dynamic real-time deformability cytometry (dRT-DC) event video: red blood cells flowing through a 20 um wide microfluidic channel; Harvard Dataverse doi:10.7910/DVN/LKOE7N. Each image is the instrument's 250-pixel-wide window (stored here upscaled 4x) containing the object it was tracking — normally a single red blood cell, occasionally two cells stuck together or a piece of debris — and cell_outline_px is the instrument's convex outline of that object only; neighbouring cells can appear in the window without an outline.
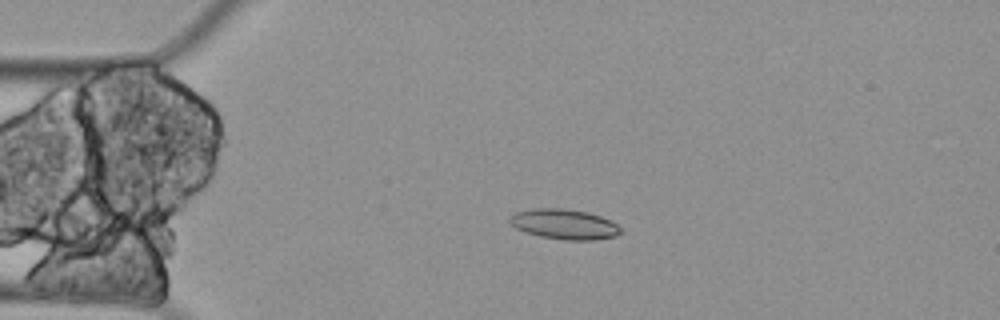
{"species": "Egyptian fruit bat (a non-hibernating species)", "species_latin": "Rousettus aegyptiacus", "temperature_condition": "cold", "stored_images_in_passage": 60, "camera_frame_rate_fps": 3000, "um_per_image_px": 0.085, "animal": {"sex": "female"}, "frame": {"image": 1, "passage_image": 14, "time_ms": 4.333, "image_size_px": [1000, 320], "cell_outline_px": [[620, 232], [616, 236], [592, 240], [564, 240], [540, 236], [516, 228], [508, 220], [508, 216], [516, 212], [532, 208], [564, 208], [588, 212], [600, 216], [616, 224], [620, 228]], "centroid_in_image_um": [47.93, 19.04], "position_along_channel_um": 37.1, "area_um2": 19.36}}
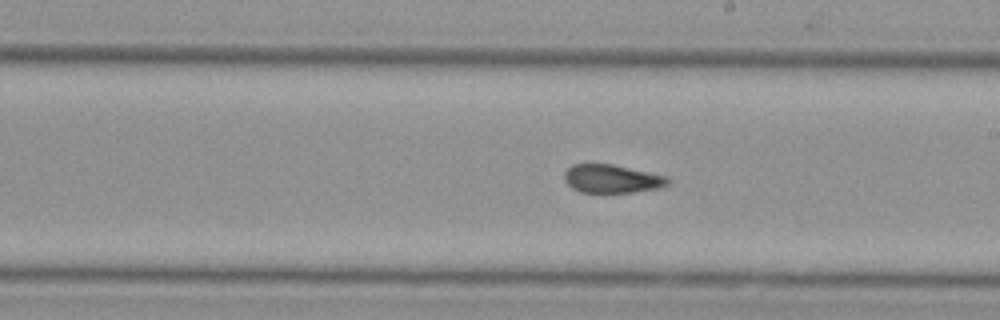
{"frame": {"image": 2, "passage_image": 34, "time_ms": 11.0, "image_size_px": [1000, 320], "cell_outline_px": [[672, 180], [664, 188], [632, 192], [580, 192], [572, 188], [564, 180], [564, 172], [572, 164], [612, 164], [668, 176]], "centroid_in_image_um": [52.05, 15.2], "position_along_channel_um": 236.9, "area_um2": 17.28}}
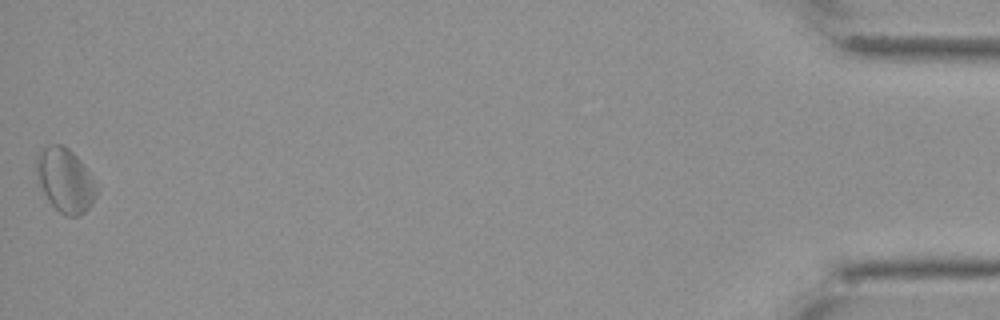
{"frame": {"image": 3, "passage_image": 60, "time_ms": 19.667, "image_size_px": [1000, 320], "cell_outline_px": [[96, 196], [92, 204], [80, 216], [64, 216], [48, 200], [36, 180], [36, 156], [40, 148], [48, 144], [60, 144], [68, 148], [76, 156], [84, 168], [96, 192]], "centroid_in_image_um": [5.44, 15.31], "position_along_channel_um": 429.8, "area_um2": 21.96}}